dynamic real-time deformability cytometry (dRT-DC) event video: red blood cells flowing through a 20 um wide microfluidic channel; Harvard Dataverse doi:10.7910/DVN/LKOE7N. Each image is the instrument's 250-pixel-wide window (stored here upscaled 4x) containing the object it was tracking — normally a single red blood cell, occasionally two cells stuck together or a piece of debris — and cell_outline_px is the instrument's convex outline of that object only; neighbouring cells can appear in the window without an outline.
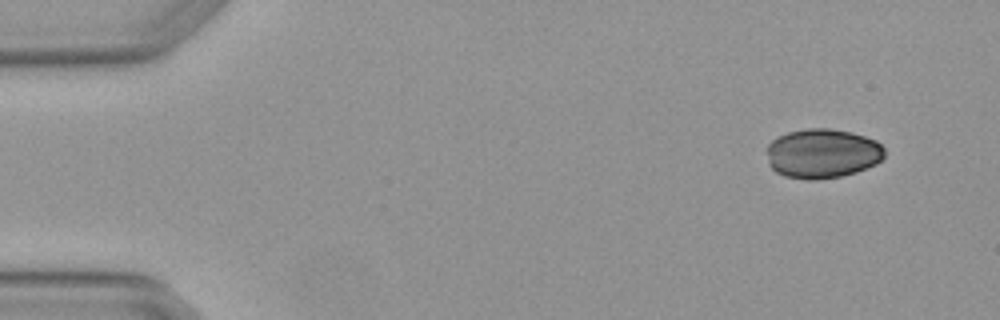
{"species": "Egyptian fruit bat (a non-hibernating species)", "species_latin": "Rousettus aegyptiacus", "temperature_condition": "warm", "stored_images_in_passage": 4, "camera_frame_rate_fps": 3000, "um_per_image_px": 0.085, "animal": {"sex": "female"}, "frame": {"image": 1, "passage_image": 1, "time_ms": 0.0, "image_size_px": [1000, 320], "cell_outline_px": [[884, 156], [876, 164], [856, 172], [840, 176], [816, 180], [808, 180], [784, 176], [776, 172], [768, 164], [768, 144], [776, 136], [788, 132], [808, 128], [828, 128], [852, 132], [876, 140], [884, 148]], "centroid_in_image_um": [69.89, 13.04], "position_along_channel_um": 15.1, "area_um2": 34.1}}
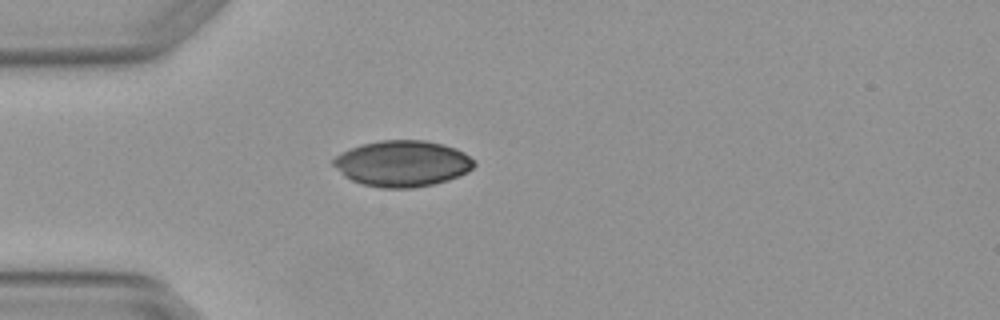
{"frame": {"image": 2, "passage_image": 4, "time_ms": 1.0, "image_size_px": [1000, 320], "cell_outline_px": [[476, 164], [468, 172], [448, 180], [432, 184], [412, 188], [380, 188], [364, 184], [352, 180], [344, 176], [332, 164], [332, 160], [336, 156], [360, 144], [380, 140], [424, 140], [444, 144], [456, 148], [464, 152], [476, 160]], "centroid_in_image_um": [34.23, 13.89], "position_along_channel_um": 50.8, "area_um2": 37.86}}